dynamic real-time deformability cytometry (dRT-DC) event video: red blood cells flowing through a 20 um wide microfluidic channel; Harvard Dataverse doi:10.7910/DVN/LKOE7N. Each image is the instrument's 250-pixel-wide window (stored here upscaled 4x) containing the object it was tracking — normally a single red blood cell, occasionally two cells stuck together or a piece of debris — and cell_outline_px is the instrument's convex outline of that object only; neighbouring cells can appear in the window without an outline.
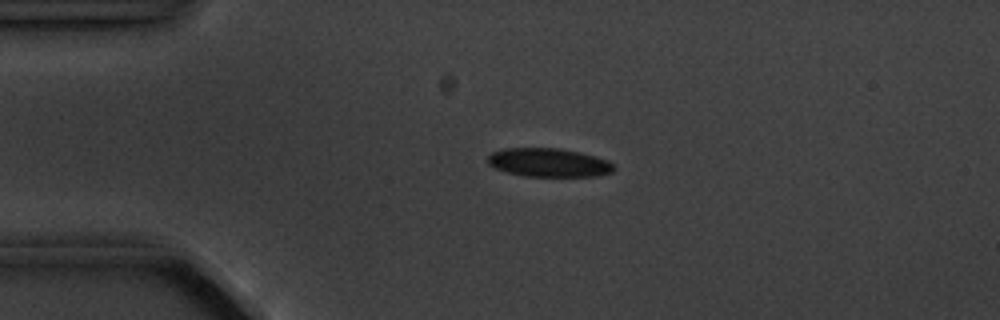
{"species": "common noctule bat (a hibernating species)", "species_latin": "Nyctalus noctula", "temperature_condition": "cold", "stored_images_in_passage": 3, "camera_frame_rate_fps": 3000, "um_per_image_px": 0.085, "animal": {"sex": "male", "body_mass_g": 20.1, "forearm_length_mm": 53.5}, "frame": {"image": 1, "passage_image": 3, "time_ms": 2.333, "image_size_px": [1000, 320], "cell_outline_px": [[616, 168], [612, 172], [596, 176], [524, 176], [508, 172], [496, 168], [488, 164], [488, 156], [492, 152], [504, 148], [560, 148], [580, 152], [596, 156], [608, 160], [616, 164]], "centroid_in_image_um": [46.69, 13.81], "position_along_channel_um": 38.3, "area_um2": 21.15}}